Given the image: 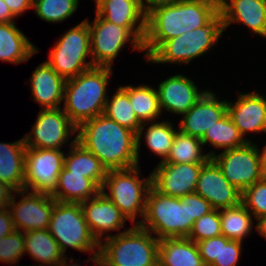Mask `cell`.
I'll use <instances>...</instances> for the list:
<instances>
[{
    "instance_id": "6da1fadb",
    "label": "cell",
    "mask_w": 266,
    "mask_h": 266,
    "mask_svg": "<svg viewBox=\"0 0 266 266\" xmlns=\"http://www.w3.org/2000/svg\"><path fill=\"white\" fill-rule=\"evenodd\" d=\"M218 13V0H174L151 6L143 41L146 60L165 41L205 26Z\"/></svg>"
},
{
    "instance_id": "7a4b0ae2",
    "label": "cell",
    "mask_w": 266,
    "mask_h": 266,
    "mask_svg": "<svg viewBox=\"0 0 266 266\" xmlns=\"http://www.w3.org/2000/svg\"><path fill=\"white\" fill-rule=\"evenodd\" d=\"M77 142L94 154L107 170L138 165L137 134L100 114L77 127Z\"/></svg>"
},
{
    "instance_id": "3957f363",
    "label": "cell",
    "mask_w": 266,
    "mask_h": 266,
    "mask_svg": "<svg viewBox=\"0 0 266 266\" xmlns=\"http://www.w3.org/2000/svg\"><path fill=\"white\" fill-rule=\"evenodd\" d=\"M112 68L94 66L67 79L64 89V113L78 127L103 114Z\"/></svg>"
},
{
    "instance_id": "277c9868",
    "label": "cell",
    "mask_w": 266,
    "mask_h": 266,
    "mask_svg": "<svg viewBox=\"0 0 266 266\" xmlns=\"http://www.w3.org/2000/svg\"><path fill=\"white\" fill-rule=\"evenodd\" d=\"M194 220H189L188 195L167 196L150 187L143 219L134 225L155 234L157 239L188 237Z\"/></svg>"
},
{
    "instance_id": "5b68a950",
    "label": "cell",
    "mask_w": 266,
    "mask_h": 266,
    "mask_svg": "<svg viewBox=\"0 0 266 266\" xmlns=\"http://www.w3.org/2000/svg\"><path fill=\"white\" fill-rule=\"evenodd\" d=\"M134 225L104 238L99 244L100 260L107 266H158L159 239Z\"/></svg>"
},
{
    "instance_id": "8992f818",
    "label": "cell",
    "mask_w": 266,
    "mask_h": 266,
    "mask_svg": "<svg viewBox=\"0 0 266 266\" xmlns=\"http://www.w3.org/2000/svg\"><path fill=\"white\" fill-rule=\"evenodd\" d=\"M220 12L205 26L165 41L146 61L153 63L188 64L210 51L223 34Z\"/></svg>"
},
{
    "instance_id": "52a82bcc",
    "label": "cell",
    "mask_w": 266,
    "mask_h": 266,
    "mask_svg": "<svg viewBox=\"0 0 266 266\" xmlns=\"http://www.w3.org/2000/svg\"><path fill=\"white\" fill-rule=\"evenodd\" d=\"M140 173L139 165L127 169L107 170L100 188L132 224L136 222L138 215L144 217L147 193L151 187V174L142 179L139 178Z\"/></svg>"
},
{
    "instance_id": "ba28073f",
    "label": "cell",
    "mask_w": 266,
    "mask_h": 266,
    "mask_svg": "<svg viewBox=\"0 0 266 266\" xmlns=\"http://www.w3.org/2000/svg\"><path fill=\"white\" fill-rule=\"evenodd\" d=\"M48 230L57 241L64 256H67L68 247L80 252L99 254V243L89 230L80 203L57 201L51 214Z\"/></svg>"
},
{
    "instance_id": "9c48e42d",
    "label": "cell",
    "mask_w": 266,
    "mask_h": 266,
    "mask_svg": "<svg viewBox=\"0 0 266 266\" xmlns=\"http://www.w3.org/2000/svg\"><path fill=\"white\" fill-rule=\"evenodd\" d=\"M91 61L94 66L112 68L119 51L129 41L133 50L143 51L146 28H124L108 22L97 13L94 21L89 22Z\"/></svg>"
},
{
    "instance_id": "30bf717a",
    "label": "cell",
    "mask_w": 266,
    "mask_h": 266,
    "mask_svg": "<svg viewBox=\"0 0 266 266\" xmlns=\"http://www.w3.org/2000/svg\"><path fill=\"white\" fill-rule=\"evenodd\" d=\"M88 55L91 56L90 31L85 19L60 36L46 62L67 80L94 67L92 61H85Z\"/></svg>"
},
{
    "instance_id": "8fae6325",
    "label": "cell",
    "mask_w": 266,
    "mask_h": 266,
    "mask_svg": "<svg viewBox=\"0 0 266 266\" xmlns=\"http://www.w3.org/2000/svg\"><path fill=\"white\" fill-rule=\"evenodd\" d=\"M64 158L65 153L60 149L26 148L24 190L52 195L64 167Z\"/></svg>"
},
{
    "instance_id": "7c38bea8",
    "label": "cell",
    "mask_w": 266,
    "mask_h": 266,
    "mask_svg": "<svg viewBox=\"0 0 266 266\" xmlns=\"http://www.w3.org/2000/svg\"><path fill=\"white\" fill-rule=\"evenodd\" d=\"M220 167L224 177L241 193L255 182L263 179L259 148L255 143L223 150L211 157Z\"/></svg>"
},
{
    "instance_id": "4fadbf2b",
    "label": "cell",
    "mask_w": 266,
    "mask_h": 266,
    "mask_svg": "<svg viewBox=\"0 0 266 266\" xmlns=\"http://www.w3.org/2000/svg\"><path fill=\"white\" fill-rule=\"evenodd\" d=\"M77 133V126L58 109L40 110L31 132L23 137L26 148L61 149L71 135Z\"/></svg>"
},
{
    "instance_id": "5bb4252c",
    "label": "cell",
    "mask_w": 266,
    "mask_h": 266,
    "mask_svg": "<svg viewBox=\"0 0 266 266\" xmlns=\"http://www.w3.org/2000/svg\"><path fill=\"white\" fill-rule=\"evenodd\" d=\"M15 193L22 196L17 203V195L13 194L8 206L15 229L23 233L48 229L57 201L51 195L28 193L26 190L15 191Z\"/></svg>"
},
{
    "instance_id": "9a60e30c",
    "label": "cell",
    "mask_w": 266,
    "mask_h": 266,
    "mask_svg": "<svg viewBox=\"0 0 266 266\" xmlns=\"http://www.w3.org/2000/svg\"><path fill=\"white\" fill-rule=\"evenodd\" d=\"M202 165L159 162L151 172V186L163 195L178 198L195 193Z\"/></svg>"
},
{
    "instance_id": "2e32d148",
    "label": "cell",
    "mask_w": 266,
    "mask_h": 266,
    "mask_svg": "<svg viewBox=\"0 0 266 266\" xmlns=\"http://www.w3.org/2000/svg\"><path fill=\"white\" fill-rule=\"evenodd\" d=\"M195 193L208 201L213 209L218 210L238 206L242 196L224 177L212 158L202 165Z\"/></svg>"
},
{
    "instance_id": "e0dca14e",
    "label": "cell",
    "mask_w": 266,
    "mask_h": 266,
    "mask_svg": "<svg viewBox=\"0 0 266 266\" xmlns=\"http://www.w3.org/2000/svg\"><path fill=\"white\" fill-rule=\"evenodd\" d=\"M80 205L89 230L99 244L103 240L104 233L107 235L105 238L110 237L108 232L121 231L124 223L128 220L101 191L91 199L81 202Z\"/></svg>"
},
{
    "instance_id": "ac0fdd59",
    "label": "cell",
    "mask_w": 266,
    "mask_h": 266,
    "mask_svg": "<svg viewBox=\"0 0 266 266\" xmlns=\"http://www.w3.org/2000/svg\"><path fill=\"white\" fill-rule=\"evenodd\" d=\"M227 101H219L216 93L206 90L196 104L182 115L179 131L201 139L207 129L227 114Z\"/></svg>"
},
{
    "instance_id": "d6986e66",
    "label": "cell",
    "mask_w": 266,
    "mask_h": 266,
    "mask_svg": "<svg viewBox=\"0 0 266 266\" xmlns=\"http://www.w3.org/2000/svg\"><path fill=\"white\" fill-rule=\"evenodd\" d=\"M227 114L243 137L266 132V98L260 93H240L235 104L227 102Z\"/></svg>"
},
{
    "instance_id": "ffe728a7",
    "label": "cell",
    "mask_w": 266,
    "mask_h": 266,
    "mask_svg": "<svg viewBox=\"0 0 266 266\" xmlns=\"http://www.w3.org/2000/svg\"><path fill=\"white\" fill-rule=\"evenodd\" d=\"M157 92L161 111L165 109L170 113L183 115L206 91H199L193 80L176 74L162 81L157 87Z\"/></svg>"
},
{
    "instance_id": "44dd1931",
    "label": "cell",
    "mask_w": 266,
    "mask_h": 266,
    "mask_svg": "<svg viewBox=\"0 0 266 266\" xmlns=\"http://www.w3.org/2000/svg\"><path fill=\"white\" fill-rule=\"evenodd\" d=\"M219 12L224 30L234 22L242 23L266 38V0H220Z\"/></svg>"
},
{
    "instance_id": "7402d4cb",
    "label": "cell",
    "mask_w": 266,
    "mask_h": 266,
    "mask_svg": "<svg viewBox=\"0 0 266 266\" xmlns=\"http://www.w3.org/2000/svg\"><path fill=\"white\" fill-rule=\"evenodd\" d=\"M30 79L32 96L41 105V110L61 108L66 83L64 77L45 61L36 67Z\"/></svg>"
},
{
    "instance_id": "603a6c76",
    "label": "cell",
    "mask_w": 266,
    "mask_h": 266,
    "mask_svg": "<svg viewBox=\"0 0 266 266\" xmlns=\"http://www.w3.org/2000/svg\"><path fill=\"white\" fill-rule=\"evenodd\" d=\"M96 13L124 28H146L147 10L139 0H105L96 8Z\"/></svg>"
},
{
    "instance_id": "cb8c5ba5",
    "label": "cell",
    "mask_w": 266,
    "mask_h": 266,
    "mask_svg": "<svg viewBox=\"0 0 266 266\" xmlns=\"http://www.w3.org/2000/svg\"><path fill=\"white\" fill-rule=\"evenodd\" d=\"M25 151L23 138L14 143L0 142V182L14 191L24 190Z\"/></svg>"
},
{
    "instance_id": "d4e9b609",
    "label": "cell",
    "mask_w": 266,
    "mask_h": 266,
    "mask_svg": "<svg viewBox=\"0 0 266 266\" xmlns=\"http://www.w3.org/2000/svg\"><path fill=\"white\" fill-rule=\"evenodd\" d=\"M158 266H205L197 245L187 237L159 240Z\"/></svg>"
},
{
    "instance_id": "484cf974",
    "label": "cell",
    "mask_w": 266,
    "mask_h": 266,
    "mask_svg": "<svg viewBox=\"0 0 266 266\" xmlns=\"http://www.w3.org/2000/svg\"><path fill=\"white\" fill-rule=\"evenodd\" d=\"M100 191V187L91 178L72 173L63 167L58 176L56 191L51 196L58 202L81 203Z\"/></svg>"
},
{
    "instance_id": "4316f807",
    "label": "cell",
    "mask_w": 266,
    "mask_h": 266,
    "mask_svg": "<svg viewBox=\"0 0 266 266\" xmlns=\"http://www.w3.org/2000/svg\"><path fill=\"white\" fill-rule=\"evenodd\" d=\"M39 51L16 26L0 23V60L19 64L27 62Z\"/></svg>"
},
{
    "instance_id": "83f0119b",
    "label": "cell",
    "mask_w": 266,
    "mask_h": 266,
    "mask_svg": "<svg viewBox=\"0 0 266 266\" xmlns=\"http://www.w3.org/2000/svg\"><path fill=\"white\" fill-rule=\"evenodd\" d=\"M129 100L138 120L142 123L139 132L137 133V159L139 165V152L141 144V136L145 126L154 122L162 113L157 89L149 85H139L134 87L129 85Z\"/></svg>"
},
{
    "instance_id": "f1b7e54d",
    "label": "cell",
    "mask_w": 266,
    "mask_h": 266,
    "mask_svg": "<svg viewBox=\"0 0 266 266\" xmlns=\"http://www.w3.org/2000/svg\"><path fill=\"white\" fill-rule=\"evenodd\" d=\"M68 152L64 158V168L72 173L84 174L101 188L107 169L94 154L77 142V136L70 142Z\"/></svg>"
},
{
    "instance_id": "f546056e",
    "label": "cell",
    "mask_w": 266,
    "mask_h": 266,
    "mask_svg": "<svg viewBox=\"0 0 266 266\" xmlns=\"http://www.w3.org/2000/svg\"><path fill=\"white\" fill-rule=\"evenodd\" d=\"M24 244L25 253L42 263L38 266H58L66 257L48 229L25 232Z\"/></svg>"
},
{
    "instance_id": "4dcf8cb0",
    "label": "cell",
    "mask_w": 266,
    "mask_h": 266,
    "mask_svg": "<svg viewBox=\"0 0 266 266\" xmlns=\"http://www.w3.org/2000/svg\"><path fill=\"white\" fill-rule=\"evenodd\" d=\"M202 147L200 138L184 134L178 130L164 163L204 164L215 154V151L211 150L204 154Z\"/></svg>"
},
{
    "instance_id": "1f68e13d",
    "label": "cell",
    "mask_w": 266,
    "mask_h": 266,
    "mask_svg": "<svg viewBox=\"0 0 266 266\" xmlns=\"http://www.w3.org/2000/svg\"><path fill=\"white\" fill-rule=\"evenodd\" d=\"M103 114L136 134L142 125L129 100V85L120 86L111 99L108 97Z\"/></svg>"
},
{
    "instance_id": "d6a6232c",
    "label": "cell",
    "mask_w": 266,
    "mask_h": 266,
    "mask_svg": "<svg viewBox=\"0 0 266 266\" xmlns=\"http://www.w3.org/2000/svg\"><path fill=\"white\" fill-rule=\"evenodd\" d=\"M221 232L229 240L243 241L253 229V215L240 203L231 208L219 209Z\"/></svg>"
},
{
    "instance_id": "836d02e7",
    "label": "cell",
    "mask_w": 266,
    "mask_h": 266,
    "mask_svg": "<svg viewBox=\"0 0 266 266\" xmlns=\"http://www.w3.org/2000/svg\"><path fill=\"white\" fill-rule=\"evenodd\" d=\"M247 139L240 134L228 114H226L222 119L214 123L210 129H207L200 140L203 146L209 142V146L212 145L215 148L227 150L241 147L247 142H251V140Z\"/></svg>"
},
{
    "instance_id": "e575fe53",
    "label": "cell",
    "mask_w": 266,
    "mask_h": 266,
    "mask_svg": "<svg viewBox=\"0 0 266 266\" xmlns=\"http://www.w3.org/2000/svg\"><path fill=\"white\" fill-rule=\"evenodd\" d=\"M150 123L144 132L147 147L162 158L160 162H164L170 153L174 137L179 129L173 128L174 124L169 121Z\"/></svg>"
},
{
    "instance_id": "d590c367",
    "label": "cell",
    "mask_w": 266,
    "mask_h": 266,
    "mask_svg": "<svg viewBox=\"0 0 266 266\" xmlns=\"http://www.w3.org/2000/svg\"><path fill=\"white\" fill-rule=\"evenodd\" d=\"M78 6L79 0H33L36 15L51 23L66 20L74 14Z\"/></svg>"
},
{
    "instance_id": "8d00e7d4",
    "label": "cell",
    "mask_w": 266,
    "mask_h": 266,
    "mask_svg": "<svg viewBox=\"0 0 266 266\" xmlns=\"http://www.w3.org/2000/svg\"><path fill=\"white\" fill-rule=\"evenodd\" d=\"M241 203L259 220L266 216V179L255 182L242 192Z\"/></svg>"
},
{
    "instance_id": "74e56055",
    "label": "cell",
    "mask_w": 266,
    "mask_h": 266,
    "mask_svg": "<svg viewBox=\"0 0 266 266\" xmlns=\"http://www.w3.org/2000/svg\"><path fill=\"white\" fill-rule=\"evenodd\" d=\"M220 235H222V232L219 210L213 209L194 222L187 238L196 243Z\"/></svg>"
},
{
    "instance_id": "f35d334b",
    "label": "cell",
    "mask_w": 266,
    "mask_h": 266,
    "mask_svg": "<svg viewBox=\"0 0 266 266\" xmlns=\"http://www.w3.org/2000/svg\"><path fill=\"white\" fill-rule=\"evenodd\" d=\"M24 245V233L19 230L0 238V262L17 264L25 253Z\"/></svg>"
},
{
    "instance_id": "ab89813d",
    "label": "cell",
    "mask_w": 266,
    "mask_h": 266,
    "mask_svg": "<svg viewBox=\"0 0 266 266\" xmlns=\"http://www.w3.org/2000/svg\"><path fill=\"white\" fill-rule=\"evenodd\" d=\"M242 250V242L219 236L218 258L211 266H236Z\"/></svg>"
},
{
    "instance_id": "60d3db41",
    "label": "cell",
    "mask_w": 266,
    "mask_h": 266,
    "mask_svg": "<svg viewBox=\"0 0 266 266\" xmlns=\"http://www.w3.org/2000/svg\"><path fill=\"white\" fill-rule=\"evenodd\" d=\"M199 254L205 266H211L218 258L219 236L196 242Z\"/></svg>"
},
{
    "instance_id": "b9f144b4",
    "label": "cell",
    "mask_w": 266,
    "mask_h": 266,
    "mask_svg": "<svg viewBox=\"0 0 266 266\" xmlns=\"http://www.w3.org/2000/svg\"><path fill=\"white\" fill-rule=\"evenodd\" d=\"M210 203L196 193L188 194L189 220L194 222L205 214L212 211Z\"/></svg>"
},
{
    "instance_id": "7bdbcfd3",
    "label": "cell",
    "mask_w": 266,
    "mask_h": 266,
    "mask_svg": "<svg viewBox=\"0 0 266 266\" xmlns=\"http://www.w3.org/2000/svg\"><path fill=\"white\" fill-rule=\"evenodd\" d=\"M15 230L10 210L8 208L0 210V238L8 236Z\"/></svg>"
},
{
    "instance_id": "ee69618b",
    "label": "cell",
    "mask_w": 266,
    "mask_h": 266,
    "mask_svg": "<svg viewBox=\"0 0 266 266\" xmlns=\"http://www.w3.org/2000/svg\"><path fill=\"white\" fill-rule=\"evenodd\" d=\"M15 17L23 14L27 9L33 8V0H4Z\"/></svg>"
},
{
    "instance_id": "f6af8a7d",
    "label": "cell",
    "mask_w": 266,
    "mask_h": 266,
    "mask_svg": "<svg viewBox=\"0 0 266 266\" xmlns=\"http://www.w3.org/2000/svg\"><path fill=\"white\" fill-rule=\"evenodd\" d=\"M13 192L12 188L0 182V210L8 208Z\"/></svg>"
},
{
    "instance_id": "bcb514c9",
    "label": "cell",
    "mask_w": 266,
    "mask_h": 266,
    "mask_svg": "<svg viewBox=\"0 0 266 266\" xmlns=\"http://www.w3.org/2000/svg\"><path fill=\"white\" fill-rule=\"evenodd\" d=\"M15 18L5 1L0 0V23L15 22Z\"/></svg>"
},
{
    "instance_id": "7dc6e473",
    "label": "cell",
    "mask_w": 266,
    "mask_h": 266,
    "mask_svg": "<svg viewBox=\"0 0 266 266\" xmlns=\"http://www.w3.org/2000/svg\"><path fill=\"white\" fill-rule=\"evenodd\" d=\"M259 155H260L261 174L263 179H266V144L261 151L259 150Z\"/></svg>"
},
{
    "instance_id": "c3c4849f",
    "label": "cell",
    "mask_w": 266,
    "mask_h": 266,
    "mask_svg": "<svg viewBox=\"0 0 266 266\" xmlns=\"http://www.w3.org/2000/svg\"><path fill=\"white\" fill-rule=\"evenodd\" d=\"M256 230L258 234L266 239V216H263L259 220H257Z\"/></svg>"
},
{
    "instance_id": "681fc988",
    "label": "cell",
    "mask_w": 266,
    "mask_h": 266,
    "mask_svg": "<svg viewBox=\"0 0 266 266\" xmlns=\"http://www.w3.org/2000/svg\"><path fill=\"white\" fill-rule=\"evenodd\" d=\"M141 5L148 10L151 6L158 4V3H166V2H171L174 0H139Z\"/></svg>"
},
{
    "instance_id": "f907efd6",
    "label": "cell",
    "mask_w": 266,
    "mask_h": 266,
    "mask_svg": "<svg viewBox=\"0 0 266 266\" xmlns=\"http://www.w3.org/2000/svg\"><path fill=\"white\" fill-rule=\"evenodd\" d=\"M86 261L88 262L92 261L95 263V265L98 266H107L103 261L100 260V254H93L92 258L90 257Z\"/></svg>"
},
{
    "instance_id": "816d5d0a",
    "label": "cell",
    "mask_w": 266,
    "mask_h": 266,
    "mask_svg": "<svg viewBox=\"0 0 266 266\" xmlns=\"http://www.w3.org/2000/svg\"><path fill=\"white\" fill-rule=\"evenodd\" d=\"M67 261L68 260H67V256H66L58 266H80V263L78 264V262H77V264L76 263H72V264L69 265V263H67Z\"/></svg>"
},
{
    "instance_id": "f5cc1de1",
    "label": "cell",
    "mask_w": 266,
    "mask_h": 266,
    "mask_svg": "<svg viewBox=\"0 0 266 266\" xmlns=\"http://www.w3.org/2000/svg\"><path fill=\"white\" fill-rule=\"evenodd\" d=\"M94 1H96L95 3H96V8L101 4V3H103L105 0H94Z\"/></svg>"
}]
</instances>
